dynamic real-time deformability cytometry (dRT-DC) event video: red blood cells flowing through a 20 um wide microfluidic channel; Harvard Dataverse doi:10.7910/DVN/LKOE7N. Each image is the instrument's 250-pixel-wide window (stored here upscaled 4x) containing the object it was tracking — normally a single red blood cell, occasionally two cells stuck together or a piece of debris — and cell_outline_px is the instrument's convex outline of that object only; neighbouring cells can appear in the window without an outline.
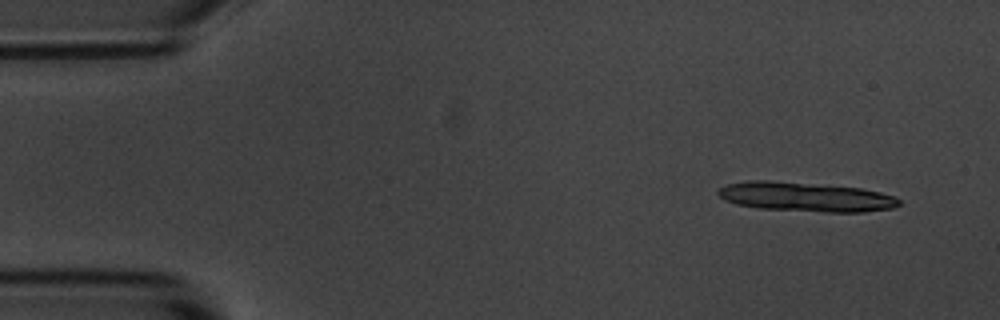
{"species": "common noctule bat (a hibernating species)", "species_latin": "Nyctalus noctula", "temperature_condition": "room temperature", "stored_images_in_passage": 4, "camera_frame_rate_fps": 3000, "um_per_image_px": 0.085, "animal": {"sex": "male", "body_mass_g": 20.1, "forearm_length_mm": 53.5}, "frame": {"image": 1, "passage_image": 1, "time_ms": 0.0, "image_size_px": [1000, 320], "cell_outline_px": [[900, 204], [892, 208], [864, 212], [824, 212], [760, 208], [736, 204], [724, 200], [716, 192], [720, 188], [728, 184], [748, 180], [768, 180], [860, 188], [880, 192], [896, 196], [900, 200]], "centroid_in_image_um": [68.49, 16.73], "position_along_channel_um": 16.5, "area_um2": 30.87}}